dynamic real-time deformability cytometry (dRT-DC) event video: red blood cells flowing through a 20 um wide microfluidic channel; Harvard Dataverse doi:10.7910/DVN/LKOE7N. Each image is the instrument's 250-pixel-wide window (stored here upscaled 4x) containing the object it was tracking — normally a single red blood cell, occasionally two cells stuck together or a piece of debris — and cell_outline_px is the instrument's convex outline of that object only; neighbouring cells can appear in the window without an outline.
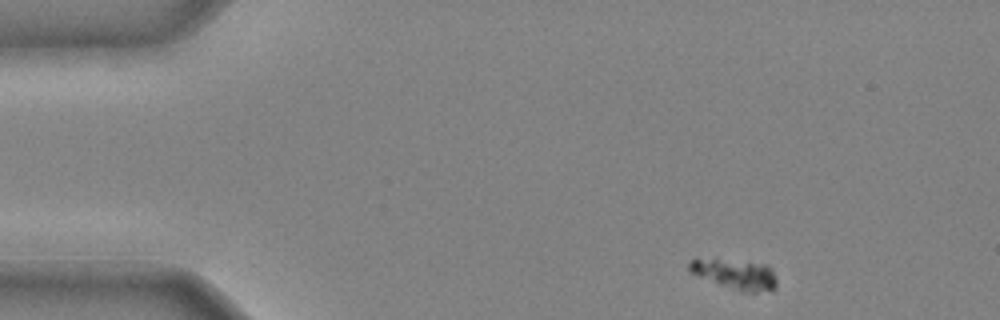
{"species": "common noctule bat (a hibernating species)", "species_latin": "Nyctalus noctula", "temperature_condition": "cold", "stored_images_in_passage": 39, "camera_frame_rate_fps": 3000, "um_per_image_px": 0.085, "animal": {"sex": "male", "body_mass_g": 20.4}, "frame": {"image": 1, "passage_image": 1, "time_ms": 0.0, "image_size_px": [1000, 320], "cell_outline_px": [[776, 288], [772, 292], [740, 292], [688, 272], [688, 264], [696, 256], [716, 256], [764, 264], [772, 268], [776, 280]], "centroid_in_image_um": [62.44, 23.25], "position_along_channel_um": 22.6, "area_um2": 16.36}}
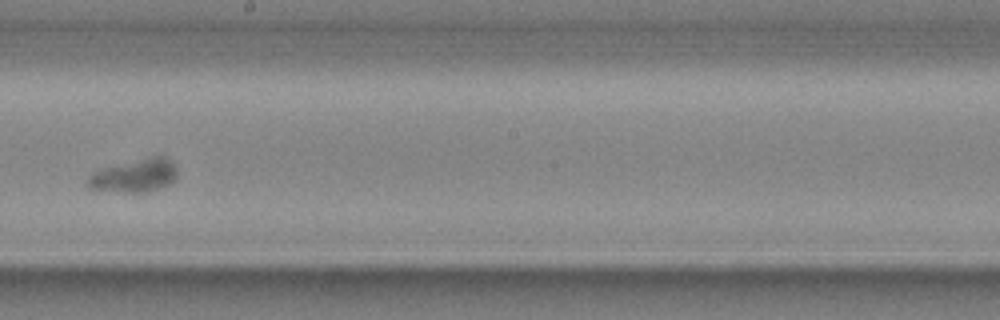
{"frame": {"image": 2, "passage_image": 21, "time_ms": 6.667, "image_size_px": [1000, 320], "cell_outline_px": [[176, 176], [168, 184], [144, 192], [128, 192], [88, 188], [88, 176], [92, 172], [104, 168], [152, 156], [164, 156], [176, 168]], "centroid_in_image_um": [11.41, 14.92], "position_along_channel_um": 236.8, "area_um2": 16.59}}
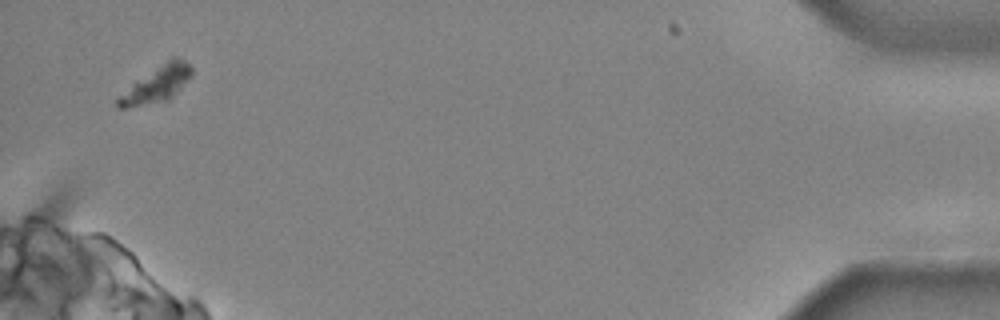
{"frame": {"image": 3, "passage_image": 38, "time_ms": 12.333, "image_size_px": [1000, 320], "cell_outline_px": [[192, 72], [168, 100], [128, 108], [116, 108], [116, 100], [132, 84], [172, 56], [176, 56], [184, 60], [192, 68]], "centroid_in_image_um": [13.28, 7.16], "position_along_channel_um": 421.9, "area_um2": 14.8}}